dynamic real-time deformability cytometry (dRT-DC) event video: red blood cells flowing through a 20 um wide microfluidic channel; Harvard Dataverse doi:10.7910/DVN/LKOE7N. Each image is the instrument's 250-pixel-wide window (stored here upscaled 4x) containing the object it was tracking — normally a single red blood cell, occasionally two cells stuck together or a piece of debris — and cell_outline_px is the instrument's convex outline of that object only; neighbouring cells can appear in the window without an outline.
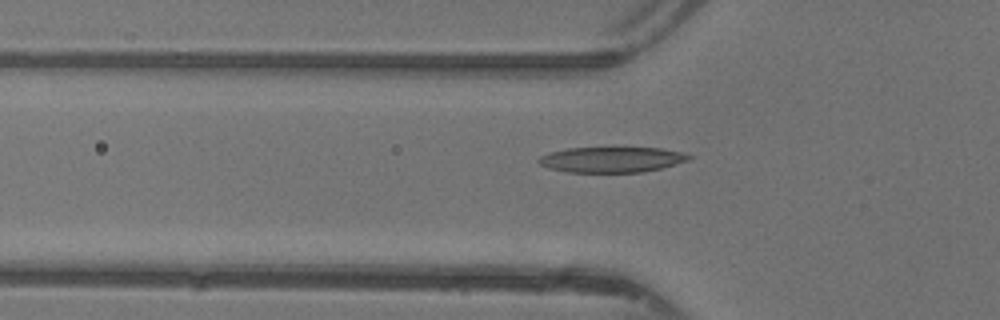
{"species": "common noctule bat (a hibernating species)", "species_latin": "Nyctalus noctula", "temperature_condition": "warm", "stored_images_in_passage": 32, "camera_frame_rate_fps": 3000, "um_per_image_px": 0.085, "animal": {"sex": "female"}, "frame": {"image": 1, "passage_image": 4, "time_ms": 1.0, "image_size_px": [1000, 320], "cell_outline_px": [[692, 156], [688, 160], [676, 164], [644, 172], [568, 172], [548, 168], [540, 164], [536, 160], [540, 156], [548, 152], [568, 148], [660, 148], [684, 152]], "centroid_in_image_um": [51.97, 13.56], "position_along_channel_um": 73.8, "area_um2": 22.31}}
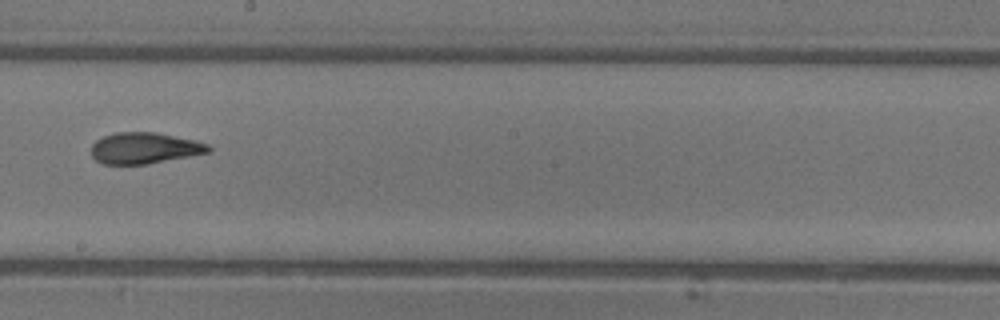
{"frame": {"image": 2, "passage_image": 15, "time_ms": 4.667, "image_size_px": [1000, 320], "cell_outline_px": [[212, 152], [148, 164], [104, 164], [96, 160], [92, 156], [92, 144], [96, 140], [104, 136], [116, 132], [156, 132], [196, 140], [208, 144], [212, 148]], "centroid_in_image_um": [12.32, 12.59], "position_along_channel_um": 235.9, "area_um2": 21.44}}
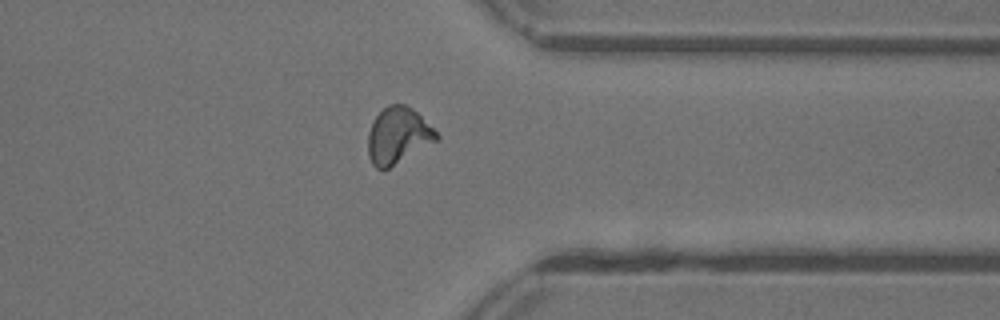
{"frame": {"image": 3, "passage_image": 25, "time_ms": 8.0, "image_size_px": [1000, 320], "cell_outline_px": [[440, 140], [388, 168], [376, 168], [372, 164], [368, 156], [368, 132], [372, 120], [388, 104], [404, 104], [412, 108], [440, 136]], "centroid_in_image_um": [33.82, 11.53], "position_along_channel_um": 377.6, "area_um2": 22.43}}